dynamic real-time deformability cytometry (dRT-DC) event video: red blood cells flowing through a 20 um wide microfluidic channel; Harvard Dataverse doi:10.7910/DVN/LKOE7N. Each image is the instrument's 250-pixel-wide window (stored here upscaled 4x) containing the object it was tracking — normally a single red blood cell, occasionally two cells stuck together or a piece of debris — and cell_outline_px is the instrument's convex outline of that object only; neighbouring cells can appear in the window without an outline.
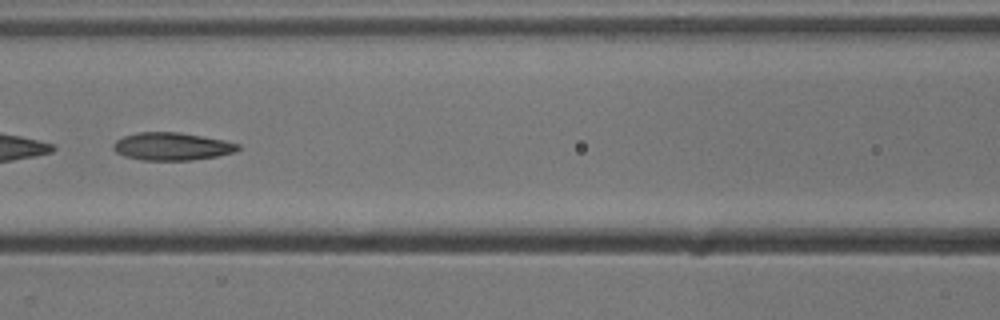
{"species": "common noctule bat (a hibernating species)", "species_latin": "Nyctalus noctula", "temperature_condition": "cold", "stored_images_in_passage": 40, "camera_frame_rate_fps": 3000, "um_per_image_px": 0.085, "animal": {"sex": "male", "body_mass_g": 13.3}, "frame": {"image": 1, "passage_image": 12, "time_ms": 3.667, "image_size_px": [1000, 320], "cell_outline_px": [[240, 148], [236, 152], [216, 156], [192, 160], [144, 160], [124, 156], [116, 152], [112, 148], [112, 144], [116, 140], [124, 136], [136, 132], [180, 132], [224, 140], [240, 144]], "centroid_in_image_um": [14.6, 12.44], "position_along_channel_um": 152.0, "area_um2": 20.23}}
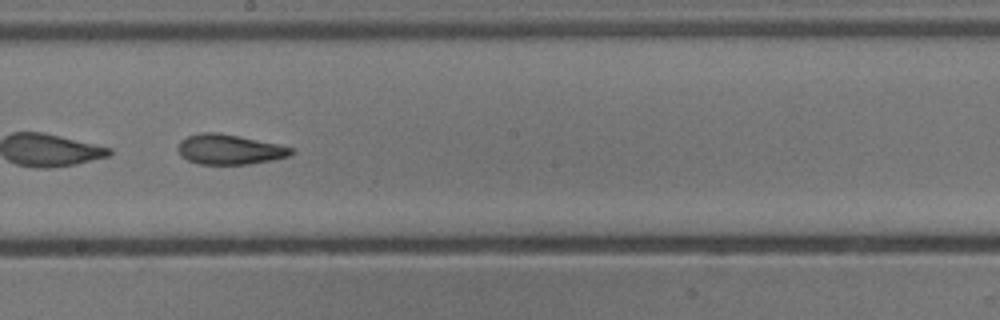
{"frame": {"image": 2, "passage_image": 18, "time_ms": 5.667, "image_size_px": [1000, 320], "cell_outline_px": [[296, 152], [288, 156], [272, 160], [248, 164], [200, 164], [188, 160], [180, 156], [180, 140], [188, 136], [200, 132], [220, 132], [240, 136], [276, 144], [292, 148]], "centroid_in_image_um": [19.51, 12.69], "position_along_channel_um": 228.7, "area_um2": 19.65}, "authors_computed_cell_mechanics": {"area_um2": 20.8947, "velocity_mm_per_s": 3.8473, "shape_relaxation_time_tau1_ms": 8.8423, "shape_relaxation_time_tau2_ms": 3.2518, "deformation_change_tau1": 0.2088, "deformation_change_tau2": 0.1256}}